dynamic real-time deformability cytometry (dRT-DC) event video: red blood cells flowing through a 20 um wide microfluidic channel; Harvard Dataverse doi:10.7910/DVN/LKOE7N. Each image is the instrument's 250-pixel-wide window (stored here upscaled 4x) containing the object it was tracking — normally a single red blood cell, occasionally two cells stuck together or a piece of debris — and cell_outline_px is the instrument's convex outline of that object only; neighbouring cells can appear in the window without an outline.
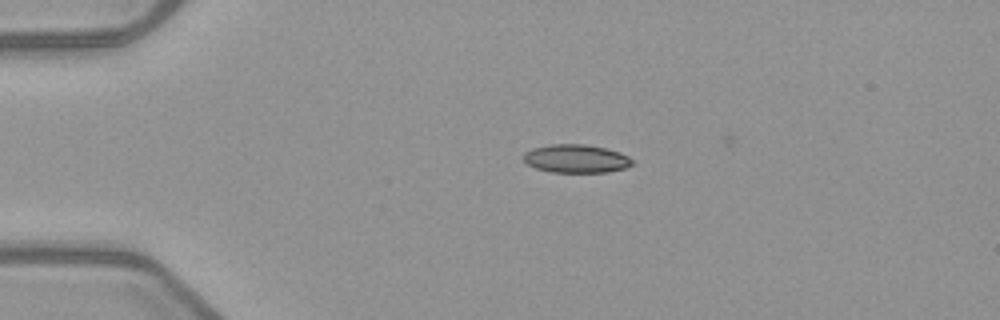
{"species": "common noctule bat (a hibernating species)", "species_latin": "Nyctalus noctula", "temperature_condition": "warm", "stored_images_in_passage": 6, "camera_frame_rate_fps": 3000, "um_per_image_px": 0.085, "animal": {"sex": "female", "body_mass_g": 21.9}, "frame": {"image": 1, "passage_image": 1, "time_ms": 0.0, "image_size_px": [1000, 320], "cell_outline_px": [[632, 164], [628, 168], [608, 172], [552, 172], [536, 168], [528, 164], [524, 160], [524, 152], [532, 148], [552, 144], [584, 144], [604, 148], [620, 152], [628, 156], [632, 160]], "centroid_in_image_um": [48.98, 13.49], "position_along_channel_um": 36.0, "area_um2": 17.92}}